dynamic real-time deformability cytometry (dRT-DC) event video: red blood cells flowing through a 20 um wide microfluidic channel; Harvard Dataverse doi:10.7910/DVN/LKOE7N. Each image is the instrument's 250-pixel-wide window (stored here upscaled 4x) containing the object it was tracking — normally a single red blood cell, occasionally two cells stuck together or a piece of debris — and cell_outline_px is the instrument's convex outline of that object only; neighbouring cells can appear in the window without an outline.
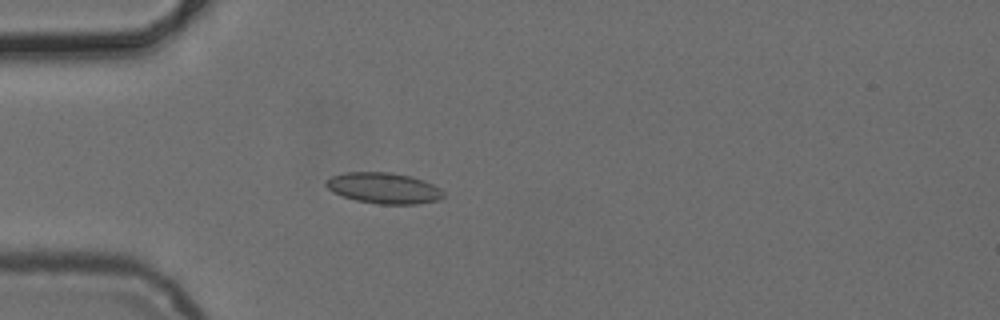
{"species": "common noctule bat (a hibernating species)", "species_latin": "Nyctalus noctula", "temperature_condition": "cold", "stored_images_in_passage": 5, "camera_frame_rate_fps": 3000, "um_per_image_px": 0.085, "animal": {"sex": "female", "body_mass_g": 24.6, "forearm_length_mm": 56.2}, "frame": {"image": 1, "passage_image": 5, "time_ms": 5.0, "image_size_px": [1000, 320], "cell_outline_px": [[444, 196], [440, 200], [416, 204], [376, 204], [356, 200], [332, 192], [324, 184], [324, 180], [332, 176], [348, 172], [392, 172], [412, 176], [424, 180], [440, 188], [444, 192]], "centroid_in_image_um": [32.63, 15.98], "position_along_channel_um": 52.4, "area_um2": 21.33}}